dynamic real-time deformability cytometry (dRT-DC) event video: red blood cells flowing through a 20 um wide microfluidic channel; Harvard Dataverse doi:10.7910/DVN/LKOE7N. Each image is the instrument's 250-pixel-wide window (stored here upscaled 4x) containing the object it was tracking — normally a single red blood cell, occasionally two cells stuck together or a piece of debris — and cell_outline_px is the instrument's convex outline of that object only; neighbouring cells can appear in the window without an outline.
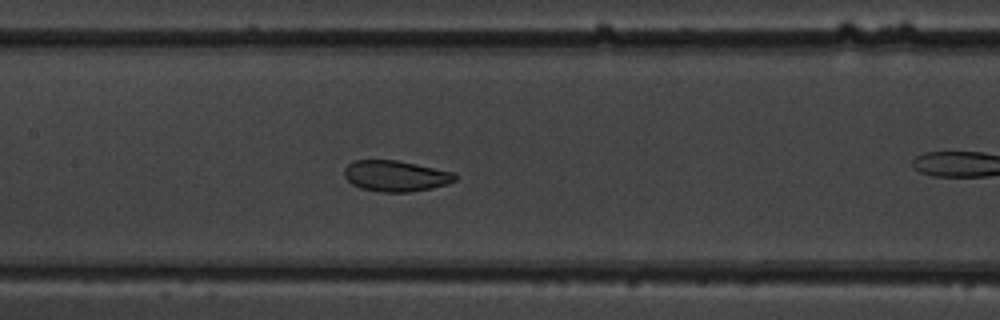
{"species": "common noctule bat (a hibernating species)", "species_latin": "Nyctalus noctula", "temperature_condition": "warm", "stored_images_in_passage": 33, "camera_frame_rate_fps": 3000, "um_per_image_px": 0.085, "animal": {"sex": "male", "body_mass_g": 19.5, "forearm_length_mm": 54.6}, "frame": {"image": 1, "passage_image": 15, "time_ms": 4.667, "image_size_px": [1000, 320], "cell_outline_px": [[456, 180], [448, 184], [432, 188], [408, 192], [384, 192], [360, 188], [352, 184], [344, 176], [344, 168], [352, 160], [396, 160], [416, 164], [452, 172], [456, 176]], "centroid_in_image_um": [33.6, 14.95], "position_along_channel_um": 173.8, "area_um2": 19.88}, "authors_computed_cell_mechanics": {"area_um2": 20.7502, "velocity_mm_per_s": 3.8779, "shape_relaxation_time_tau1_ms": 8.613, "shape_relaxation_time_tau2_ms": 1.376, "deformation_change_tau1": 0.1821, "deformation_change_tau2": 0.0601}}